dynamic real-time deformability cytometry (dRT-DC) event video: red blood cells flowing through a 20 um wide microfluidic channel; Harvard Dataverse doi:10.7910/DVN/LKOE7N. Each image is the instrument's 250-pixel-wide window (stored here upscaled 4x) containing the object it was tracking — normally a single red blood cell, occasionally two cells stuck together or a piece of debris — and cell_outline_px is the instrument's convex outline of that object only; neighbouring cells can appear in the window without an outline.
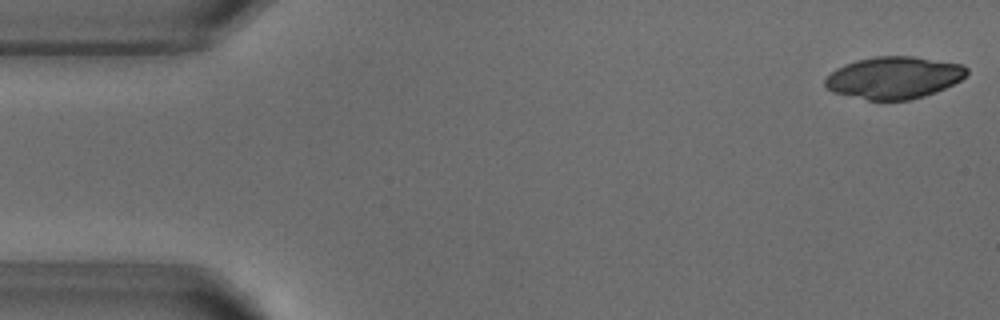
{"species": "common noctule bat (a hibernating species)", "species_latin": "Nyctalus noctula", "temperature_condition": "warm", "stored_images_in_passage": 51, "camera_frame_rate_fps": 3000, "um_per_image_px": 0.085, "animal": {"sex": "male", "body_mass_g": 18.8}, "frame": {"image": 1, "passage_image": 1, "time_ms": 0.0, "image_size_px": [1000, 320], "cell_outline_px": [[968, 72], [960, 80], [936, 92], [924, 96], [908, 100], [868, 100], [832, 92], [824, 84], [824, 80], [836, 68], [844, 64], [856, 60], [876, 56], [912, 56], [964, 64], [968, 68]], "centroid_in_image_um": [75.98, 6.59], "position_along_channel_um": 9.0, "area_um2": 34.74}}